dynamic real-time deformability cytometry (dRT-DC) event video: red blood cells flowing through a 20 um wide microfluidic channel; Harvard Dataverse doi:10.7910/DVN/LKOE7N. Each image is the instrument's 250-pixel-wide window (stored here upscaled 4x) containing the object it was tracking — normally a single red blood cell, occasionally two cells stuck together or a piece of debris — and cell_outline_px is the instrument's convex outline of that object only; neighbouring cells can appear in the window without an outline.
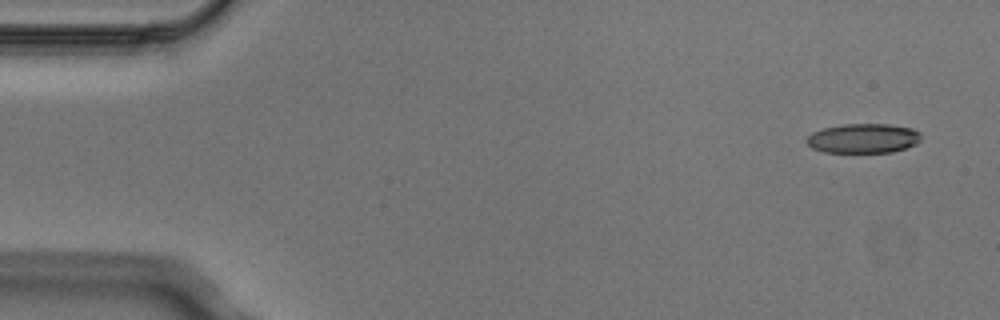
{"species": "Egyptian fruit bat (a non-hibernating species)", "species_latin": "Rousettus aegyptiacus", "temperature_condition": "cold", "stored_images_in_passage": 3, "camera_frame_rate_fps": 3000, "um_per_image_px": 0.085, "animal": {"sex": "male"}, "frame": {"image": 1, "passage_image": 1, "time_ms": 0.0, "image_size_px": [1000, 320], "cell_outline_px": [[920, 140], [916, 144], [892, 152], [824, 152], [812, 148], [804, 140], [812, 132], [824, 128], [844, 124], [888, 124], [912, 128], [920, 132]], "centroid_in_image_um": [73.36, 11.76], "position_along_channel_um": 11.6, "area_um2": 19.65}}
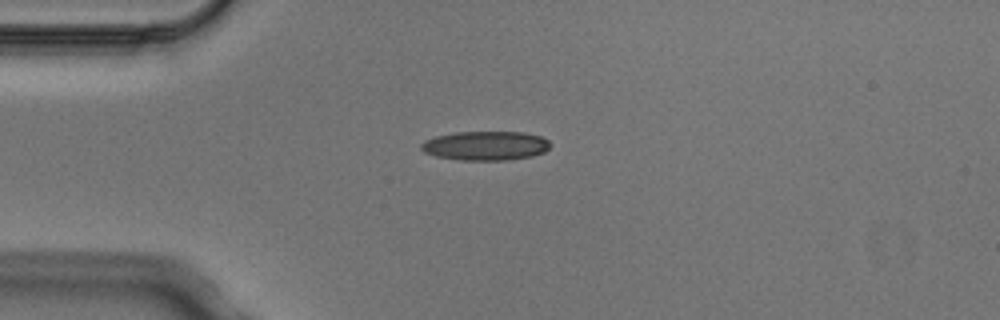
{"frame": {"image": 2, "passage_image": 3, "time_ms": 0.667, "image_size_px": [1000, 320], "cell_outline_px": [[552, 144], [544, 152], [532, 156], [508, 160], [460, 160], [436, 156], [424, 152], [420, 148], [420, 144], [424, 140], [436, 136], [452, 132], [524, 132], [540, 136], [548, 140]], "centroid_in_image_um": [41.26, 12.38], "position_along_channel_um": 43.7, "area_um2": 22.08}}